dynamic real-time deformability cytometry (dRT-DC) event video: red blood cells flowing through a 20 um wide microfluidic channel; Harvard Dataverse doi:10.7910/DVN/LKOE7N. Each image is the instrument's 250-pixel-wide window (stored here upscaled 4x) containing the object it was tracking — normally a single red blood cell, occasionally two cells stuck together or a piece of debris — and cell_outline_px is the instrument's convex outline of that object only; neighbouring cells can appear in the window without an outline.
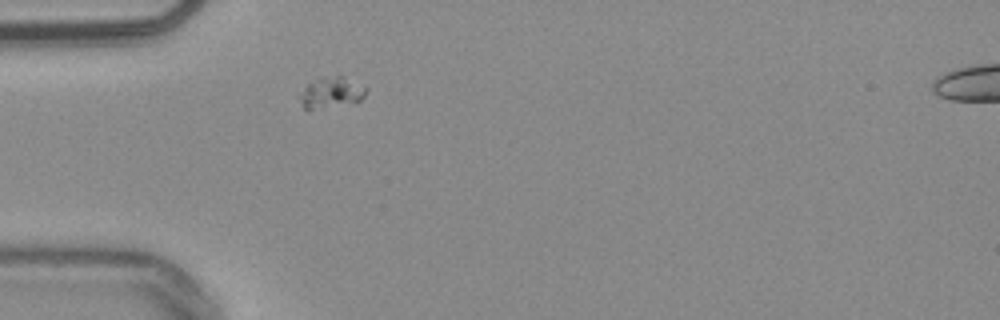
{"species": "common noctule bat (a hibernating species)", "species_latin": "Nyctalus noctula", "temperature_condition": "warm", "stored_images_in_passage": 40, "camera_frame_rate_fps": 3000, "um_per_image_px": 0.085, "animal": {"sex": "male", "body_mass_g": 20.4}, "frame": {"image": 1, "passage_image": 1, "time_ms": 0.0, "image_size_px": [1000, 320], "cell_outline_px": [[368, 88], [364, 96], [356, 104], [308, 112], [304, 108], [300, 96], [304, 88], [308, 84], [316, 80], [336, 76], [344, 76]], "centroid_in_image_um": [28.2, 7.95], "position_along_channel_um": 56.8, "area_um2": 12.25}}
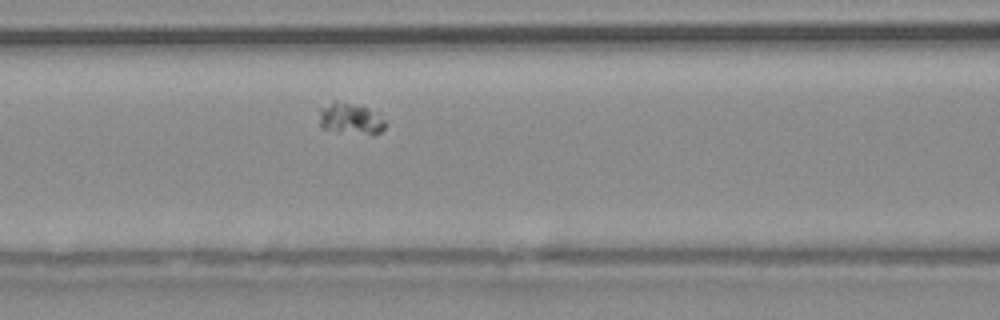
{"frame": {"image": 2, "passage_image": 8, "time_ms": 2.333, "image_size_px": [1000, 320], "cell_outline_px": [[388, 124], [380, 132], [372, 136], [336, 132], [320, 128], [320, 108], [332, 100], [336, 100], [368, 108], [380, 112]], "centroid_in_image_um": [29.84, 10.11], "position_along_channel_um": 136.8, "area_um2": 12.72}}
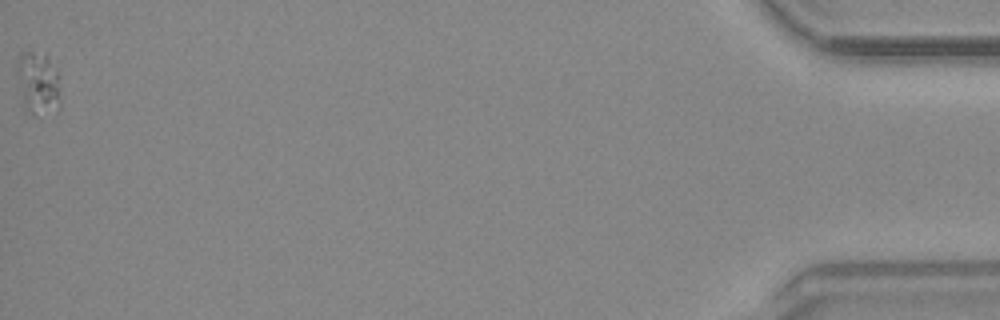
{"frame": {"image": 3, "passage_image": 40, "time_ms": 13.0, "image_size_px": [1000, 320], "cell_outline_px": [[60, 108], [56, 116], [36, 116], [24, 104], [16, 64], [20, 52], [44, 52], [48, 56], [56, 68], [60, 76]], "centroid_in_image_um": [3.34, 7.09], "position_along_channel_um": 431.9, "area_um2": 16.47}}